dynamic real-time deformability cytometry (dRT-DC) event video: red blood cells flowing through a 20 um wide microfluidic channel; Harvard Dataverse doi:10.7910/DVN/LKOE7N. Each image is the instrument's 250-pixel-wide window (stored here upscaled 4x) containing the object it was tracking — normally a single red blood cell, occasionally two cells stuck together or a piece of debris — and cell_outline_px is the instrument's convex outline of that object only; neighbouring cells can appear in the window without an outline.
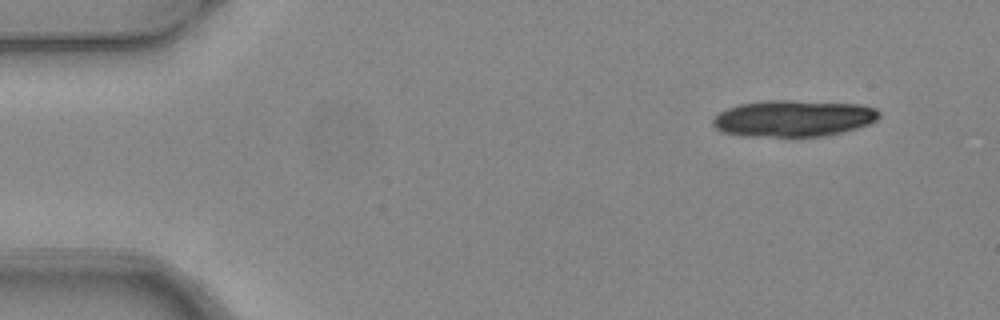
{"species": "common noctule bat (a hibernating species)", "species_latin": "Nyctalus noctula", "temperature_condition": "warm", "stored_images_in_passage": 4, "camera_frame_rate_fps": 3000, "um_per_image_px": 0.085, "animal": {"sex": "female", "body_mass_g": 24.6, "forearm_length_mm": 56.2}, "frame": {"image": 1, "passage_image": 1, "time_ms": 0.0, "image_size_px": [1000, 320], "cell_outline_px": [[880, 116], [876, 120], [868, 124], [844, 132], [824, 136], [740, 136], [724, 132], [716, 128], [712, 124], [712, 120], [720, 112], [728, 108], [740, 104], [764, 100], [792, 100], [860, 104], [876, 108], [880, 112]], "centroid_in_image_um": [67.45, 10.06], "position_along_channel_um": 17.5, "area_um2": 35.49}}